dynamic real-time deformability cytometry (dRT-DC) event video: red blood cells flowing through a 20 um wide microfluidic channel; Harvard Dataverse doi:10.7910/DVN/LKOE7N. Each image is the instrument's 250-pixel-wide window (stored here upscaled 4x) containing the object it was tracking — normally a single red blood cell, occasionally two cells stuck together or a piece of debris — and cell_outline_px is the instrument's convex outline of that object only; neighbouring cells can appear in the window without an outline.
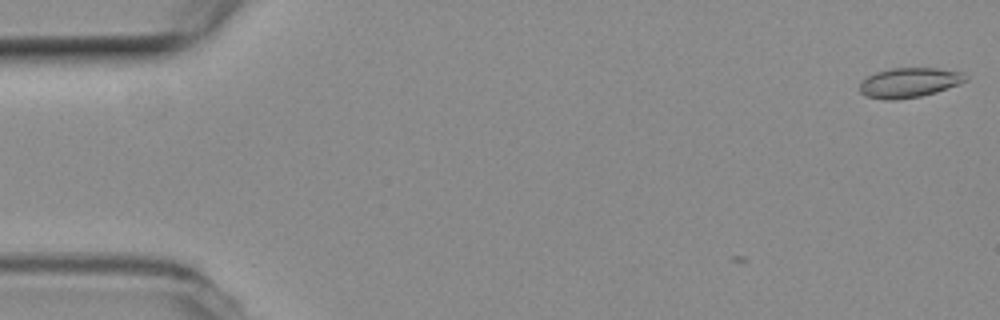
{"species": "common noctule bat (a hibernating species)", "species_latin": "Nyctalus noctula", "temperature_condition": "room temperature", "stored_images_in_passage": 3, "camera_frame_rate_fps": 3000, "um_per_image_px": 0.085, "animal": {"sex": "female", "body_mass_g": 19.3, "forearm_length_mm": 54.1}, "frame": {"image": 1, "passage_image": 3, "time_ms": 0.667, "image_size_px": [1000, 320], "cell_outline_px": [[968, 80], [960, 84], [936, 92], [920, 96], [896, 100], [884, 100], [868, 96], [860, 92], [860, 80], [876, 72], [892, 68], [936, 68], [964, 72], [968, 76]], "centroid_in_image_um": [77.31, 7.02], "position_along_channel_um": 7.7, "area_um2": 18.5}}